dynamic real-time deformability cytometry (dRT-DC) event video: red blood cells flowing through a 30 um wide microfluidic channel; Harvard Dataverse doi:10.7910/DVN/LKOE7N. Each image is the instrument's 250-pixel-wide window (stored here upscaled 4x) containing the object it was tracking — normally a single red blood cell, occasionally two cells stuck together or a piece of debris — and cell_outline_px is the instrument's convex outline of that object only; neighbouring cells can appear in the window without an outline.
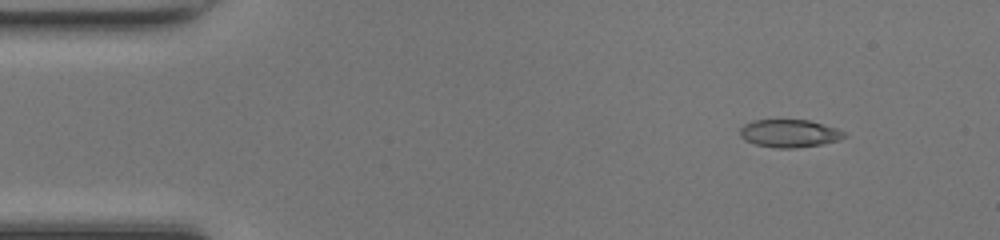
{"species": "common noctule bat (a hibernating species)", "species_latin": "Nyctalus noctula", "temperature_condition": "room temperature", "stored_images_in_passage": 45, "camera_frame_rate_fps": 3000, "um_per_image_px": 0.085, "animal": {"sex": "female", "body_mass_g": 17.0, "forearm_length_mm": 48.0}, "frame": {"image": 1, "passage_image": 1, "time_ms": 0.0, "image_size_px": [1000, 240], "cell_outline_px": [[848, 136], [836, 140], [820, 144], [796, 148], [776, 148], [756, 144], [744, 140], [740, 136], [740, 128], [744, 124], [752, 120], [808, 120], [836, 128], [844, 132]], "centroid_in_image_um": [67.06, 11.33], "position_along_channel_um": 17.9, "area_um2": 16.76}}
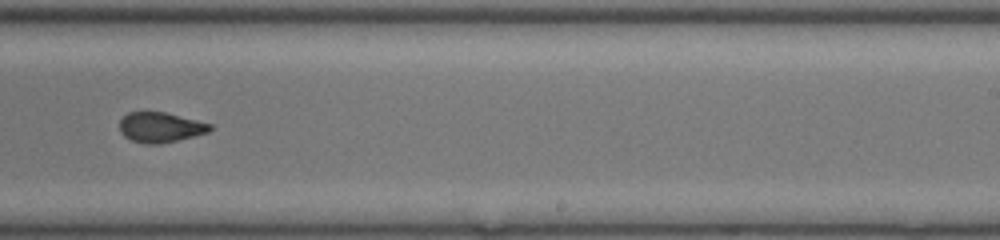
{"frame": {"image": 2, "passage_image": 26, "time_ms": 8.333, "image_size_px": [1000, 240], "cell_outline_px": [[212, 128], [208, 132], [160, 144], [144, 144], [132, 140], [124, 136], [120, 132], [120, 120], [128, 112], [164, 112], [212, 124]], "centroid_in_image_um": [13.61, 10.82], "position_along_channel_um": 275.4, "area_um2": 15.66}}
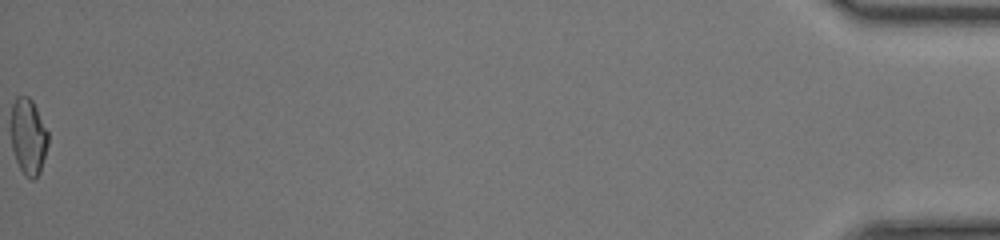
{"frame": {"image": 3, "passage_image": 45, "time_ms": 14.667, "image_size_px": [1000, 240], "cell_outline_px": [[48, 144], [40, 172], [32, 180], [24, 176], [16, 160], [12, 148], [12, 104], [16, 96], [28, 96], [32, 100], [48, 132]], "centroid_in_image_um": [2.41, 11.62], "position_along_channel_um": 432.8, "area_um2": 16.3}, "authors_computed_cell_mechanics": {"area_um2": 16.762, "velocity_mm_per_s": 4.2408, "shape_relaxation_time_tau1_ms": null, "shape_relaxation_time_tau2_ms": 1.2969, "deformation_change_tau1": null, "deformation_change_tau2": 0.0633}}